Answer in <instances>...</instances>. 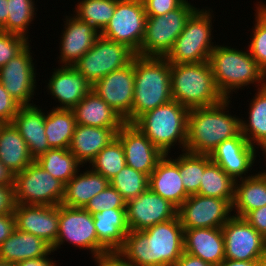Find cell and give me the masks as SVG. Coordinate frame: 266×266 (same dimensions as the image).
Instances as JSON below:
<instances>
[{"label":"cell","mask_w":266,"mask_h":266,"mask_svg":"<svg viewBox=\"0 0 266 266\" xmlns=\"http://www.w3.org/2000/svg\"><path fill=\"white\" fill-rule=\"evenodd\" d=\"M31 48L29 44L19 55L0 67V83L21 106L34 105V95L37 93L38 72L34 67L36 60Z\"/></svg>","instance_id":"13"},{"label":"cell","mask_w":266,"mask_h":266,"mask_svg":"<svg viewBox=\"0 0 266 266\" xmlns=\"http://www.w3.org/2000/svg\"><path fill=\"white\" fill-rule=\"evenodd\" d=\"M46 110L45 134L50 149H68L76 120L71 109Z\"/></svg>","instance_id":"34"},{"label":"cell","mask_w":266,"mask_h":266,"mask_svg":"<svg viewBox=\"0 0 266 266\" xmlns=\"http://www.w3.org/2000/svg\"><path fill=\"white\" fill-rule=\"evenodd\" d=\"M54 251L52 250L47 256L39 257V258H30L15 264V266H58L57 261L53 260L51 255H53ZM50 255V256H49Z\"/></svg>","instance_id":"51"},{"label":"cell","mask_w":266,"mask_h":266,"mask_svg":"<svg viewBox=\"0 0 266 266\" xmlns=\"http://www.w3.org/2000/svg\"><path fill=\"white\" fill-rule=\"evenodd\" d=\"M71 110L78 125L113 128L118 132L125 123L122 117L93 90Z\"/></svg>","instance_id":"26"},{"label":"cell","mask_w":266,"mask_h":266,"mask_svg":"<svg viewBox=\"0 0 266 266\" xmlns=\"http://www.w3.org/2000/svg\"><path fill=\"white\" fill-rule=\"evenodd\" d=\"M116 135L113 128L76 124L68 150L86 167L104 147L114 141Z\"/></svg>","instance_id":"27"},{"label":"cell","mask_w":266,"mask_h":266,"mask_svg":"<svg viewBox=\"0 0 266 266\" xmlns=\"http://www.w3.org/2000/svg\"><path fill=\"white\" fill-rule=\"evenodd\" d=\"M13 179L11 172L0 162V185L13 186Z\"/></svg>","instance_id":"53"},{"label":"cell","mask_w":266,"mask_h":266,"mask_svg":"<svg viewBox=\"0 0 266 266\" xmlns=\"http://www.w3.org/2000/svg\"><path fill=\"white\" fill-rule=\"evenodd\" d=\"M16 229L15 217L13 212L0 214V245Z\"/></svg>","instance_id":"50"},{"label":"cell","mask_w":266,"mask_h":266,"mask_svg":"<svg viewBox=\"0 0 266 266\" xmlns=\"http://www.w3.org/2000/svg\"><path fill=\"white\" fill-rule=\"evenodd\" d=\"M225 259L261 261L266 239L244 218L232 216L222 227Z\"/></svg>","instance_id":"15"},{"label":"cell","mask_w":266,"mask_h":266,"mask_svg":"<svg viewBox=\"0 0 266 266\" xmlns=\"http://www.w3.org/2000/svg\"><path fill=\"white\" fill-rule=\"evenodd\" d=\"M88 170H87V169ZM79 172L65 185L62 205L84 208L98 193L103 191L110 181L89 166Z\"/></svg>","instance_id":"30"},{"label":"cell","mask_w":266,"mask_h":266,"mask_svg":"<svg viewBox=\"0 0 266 266\" xmlns=\"http://www.w3.org/2000/svg\"><path fill=\"white\" fill-rule=\"evenodd\" d=\"M178 208L149 187L138 197L126 201L129 230L143 231L177 217Z\"/></svg>","instance_id":"17"},{"label":"cell","mask_w":266,"mask_h":266,"mask_svg":"<svg viewBox=\"0 0 266 266\" xmlns=\"http://www.w3.org/2000/svg\"><path fill=\"white\" fill-rule=\"evenodd\" d=\"M146 19L142 0H118L114 15L100 35L128 46L137 54L145 35Z\"/></svg>","instance_id":"12"},{"label":"cell","mask_w":266,"mask_h":266,"mask_svg":"<svg viewBox=\"0 0 266 266\" xmlns=\"http://www.w3.org/2000/svg\"><path fill=\"white\" fill-rule=\"evenodd\" d=\"M96 266H134L119 251H110L93 257Z\"/></svg>","instance_id":"47"},{"label":"cell","mask_w":266,"mask_h":266,"mask_svg":"<svg viewBox=\"0 0 266 266\" xmlns=\"http://www.w3.org/2000/svg\"><path fill=\"white\" fill-rule=\"evenodd\" d=\"M164 155L149 176L148 187L177 208L189 197L179 170V154ZM171 156V157H170Z\"/></svg>","instance_id":"23"},{"label":"cell","mask_w":266,"mask_h":266,"mask_svg":"<svg viewBox=\"0 0 266 266\" xmlns=\"http://www.w3.org/2000/svg\"><path fill=\"white\" fill-rule=\"evenodd\" d=\"M92 90L127 123H132L134 99V59L123 68L99 79Z\"/></svg>","instance_id":"16"},{"label":"cell","mask_w":266,"mask_h":266,"mask_svg":"<svg viewBox=\"0 0 266 266\" xmlns=\"http://www.w3.org/2000/svg\"><path fill=\"white\" fill-rule=\"evenodd\" d=\"M217 42L210 54L209 64L216 86L226 99H232L238 90L253 86L254 90L266 86V73L245 47H232ZM256 88V89H255ZM234 92V93H233Z\"/></svg>","instance_id":"3"},{"label":"cell","mask_w":266,"mask_h":266,"mask_svg":"<svg viewBox=\"0 0 266 266\" xmlns=\"http://www.w3.org/2000/svg\"><path fill=\"white\" fill-rule=\"evenodd\" d=\"M21 105L15 101L0 83V120L11 123Z\"/></svg>","instance_id":"45"},{"label":"cell","mask_w":266,"mask_h":266,"mask_svg":"<svg viewBox=\"0 0 266 266\" xmlns=\"http://www.w3.org/2000/svg\"><path fill=\"white\" fill-rule=\"evenodd\" d=\"M211 8L199 7L190 16L171 51L165 57L170 64L199 63L209 60L211 52L217 45L212 41L215 38L212 33L215 15Z\"/></svg>","instance_id":"7"},{"label":"cell","mask_w":266,"mask_h":266,"mask_svg":"<svg viewBox=\"0 0 266 266\" xmlns=\"http://www.w3.org/2000/svg\"><path fill=\"white\" fill-rule=\"evenodd\" d=\"M78 1L74 6L75 8H73L72 14L101 33L114 15L118 0Z\"/></svg>","instance_id":"36"},{"label":"cell","mask_w":266,"mask_h":266,"mask_svg":"<svg viewBox=\"0 0 266 266\" xmlns=\"http://www.w3.org/2000/svg\"><path fill=\"white\" fill-rule=\"evenodd\" d=\"M173 266H213L202 259L184 252Z\"/></svg>","instance_id":"52"},{"label":"cell","mask_w":266,"mask_h":266,"mask_svg":"<svg viewBox=\"0 0 266 266\" xmlns=\"http://www.w3.org/2000/svg\"><path fill=\"white\" fill-rule=\"evenodd\" d=\"M31 42L24 36L0 30V67L19 55Z\"/></svg>","instance_id":"44"},{"label":"cell","mask_w":266,"mask_h":266,"mask_svg":"<svg viewBox=\"0 0 266 266\" xmlns=\"http://www.w3.org/2000/svg\"><path fill=\"white\" fill-rule=\"evenodd\" d=\"M218 266H260V261H237L224 259Z\"/></svg>","instance_id":"54"},{"label":"cell","mask_w":266,"mask_h":266,"mask_svg":"<svg viewBox=\"0 0 266 266\" xmlns=\"http://www.w3.org/2000/svg\"><path fill=\"white\" fill-rule=\"evenodd\" d=\"M16 229L45 240L52 247L56 243L59 225V205H21L13 209Z\"/></svg>","instance_id":"21"},{"label":"cell","mask_w":266,"mask_h":266,"mask_svg":"<svg viewBox=\"0 0 266 266\" xmlns=\"http://www.w3.org/2000/svg\"><path fill=\"white\" fill-rule=\"evenodd\" d=\"M8 0H0V30L5 26L8 18Z\"/></svg>","instance_id":"55"},{"label":"cell","mask_w":266,"mask_h":266,"mask_svg":"<svg viewBox=\"0 0 266 266\" xmlns=\"http://www.w3.org/2000/svg\"><path fill=\"white\" fill-rule=\"evenodd\" d=\"M184 252L218 266L225 259L222 228L184 229Z\"/></svg>","instance_id":"25"},{"label":"cell","mask_w":266,"mask_h":266,"mask_svg":"<svg viewBox=\"0 0 266 266\" xmlns=\"http://www.w3.org/2000/svg\"><path fill=\"white\" fill-rule=\"evenodd\" d=\"M13 192L15 204L58 206L64 198L65 184L34 161L14 175Z\"/></svg>","instance_id":"9"},{"label":"cell","mask_w":266,"mask_h":266,"mask_svg":"<svg viewBox=\"0 0 266 266\" xmlns=\"http://www.w3.org/2000/svg\"><path fill=\"white\" fill-rule=\"evenodd\" d=\"M113 208H126V200L110 184L96 194L84 207L91 214Z\"/></svg>","instance_id":"43"},{"label":"cell","mask_w":266,"mask_h":266,"mask_svg":"<svg viewBox=\"0 0 266 266\" xmlns=\"http://www.w3.org/2000/svg\"><path fill=\"white\" fill-rule=\"evenodd\" d=\"M260 266H266V252L260 261Z\"/></svg>","instance_id":"57"},{"label":"cell","mask_w":266,"mask_h":266,"mask_svg":"<svg viewBox=\"0 0 266 266\" xmlns=\"http://www.w3.org/2000/svg\"><path fill=\"white\" fill-rule=\"evenodd\" d=\"M66 243L72 244L91 254V259L108 252L99 242L94 226L93 215L84 208L59 205V225L55 245L52 250L58 251Z\"/></svg>","instance_id":"11"},{"label":"cell","mask_w":266,"mask_h":266,"mask_svg":"<svg viewBox=\"0 0 266 266\" xmlns=\"http://www.w3.org/2000/svg\"><path fill=\"white\" fill-rule=\"evenodd\" d=\"M35 162L51 176L65 185L79 172L83 165L68 149H50Z\"/></svg>","instance_id":"35"},{"label":"cell","mask_w":266,"mask_h":266,"mask_svg":"<svg viewBox=\"0 0 266 266\" xmlns=\"http://www.w3.org/2000/svg\"><path fill=\"white\" fill-rule=\"evenodd\" d=\"M126 165L148 177L164 154L133 124L125 122L117 132Z\"/></svg>","instance_id":"19"},{"label":"cell","mask_w":266,"mask_h":266,"mask_svg":"<svg viewBox=\"0 0 266 266\" xmlns=\"http://www.w3.org/2000/svg\"><path fill=\"white\" fill-rule=\"evenodd\" d=\"M235 180L226 174L219 165L211 162L204 170L199 195L226 200L234 199Z\"/></svg>","instance_id":"37"},{"label":"cell","mask_w":266,"mask_h":266,"mask_svg":"<svg viewBox=\"0 0 266 266\" xmlns=\"http://www.w3.org/2000/svg\"><path fill=\"white\" fill-rule=\"evenodd\" d=\"M149 177L133 168L124 167L111 181L112 185L128 201L138 197L148 188Z\"/></svg>","instance_id":"42"},{"label":"cell","mask_w":266,"mask_h":266,"mask_svg":"<svg viewBox=\"0 0 266 266\" xmlns=\"http://www.w3.org/2000/svg\"><path fill=\"white\" fill-rule=\"evenodd\" d=\"M243 218L266 238V206L248 212Z\"/></svg>","instance_id":"48"},{"label":"cell","mask_w":266,"mask_h":266,"mask_svg":"<svg viewBox=\"0 0 266 266\" xmlns=\"http://www.w3.org/2000/svg\"><path fill=\"white\" fill-rule=\"evenodd\" d=\"M252 33L247 47L251 56L257 61L260 68L266 73V2L255 3ZM255 21V22H254Z\"/></svg>","instance_id":"41"},{"label":"cell","mask_w":266,"mask_h":266,"mask_svg":"<svg viewBox=\"0 0 266 266\" xmlns=\"http://www.w3.org/2000/svg\"><path fill=\"white\" fill-rule=\"evenodd\" d=\"M93 215L98 242L108 251H119L130 231L126 220V208H113Z\"/></svg>","instance_id":"28"},{"label":"cell","mask_w":266,"mask_h":266,"mask_svg":"<svg viewBox=\"0 0 266 266\" xmlns=\"http://www.w3.org/2000/svg\"><path fill=\"white\" fill-rule=\"evenodd\" d=\"M93 171L100 173L111 181L126 167L125 153L121 142L115 138L104 147L88 165Z\"/></svg>","instance_id":"40"},{"label":"cell","mask_w":266,"mask_h":266,"mask_svg":"<svg viewBox=\"0 0 266 266\" xmlns=\"http://www.w3.org/2000/svg\"><path fill=\"white\" fill-rule=\"evenodd\" d=\"M172 100L171 64L165 57L134 58L132 123L144 113Z\"/></svg>","instance_id":"4"},{"label":"cell","mask_w":266,"mask_h":266,"mask_svg":"<svg viewBox=\"0 0 266 266\" xmlns=\"http://www.w3.org/2000/svg\"><path fill=\"white\" fill-rule=\"evenodd\" d=\"M260 151H262L261 152L262 156H264V158H266V146L263 149H261ZM262 171L266 174V168H265V170L263 169Z\"/></svg>","instance_id":"58"},{"label":"cell","mask_w":266,"mask_h":266,"mask_svg":"<svg viewBox=\"0 0 266 266\" xmlns=\"http://www.w3.org/2000/svg\"><path fill=\"white\" fill-rule=\"evenodd\" d=\"M171 95L188 109L217 105L225 99L208 61L171 64Z\"/></svg>","instance_id":"6"},{"label":"cell","mask_w":266,"mask_h":266,"mask_svg":"<svg viewBox=\"0 0 266 266\" xmlns=\"http://www.w3.org/2000/svg\"><path fill=\"white\" fill-rule=\"evenodd\" d=\"M35 0H8V18L2 31L24 36L30 39V26L36 18ZM35 16V17H34ZM29 27V28H28Z\"/></svg>","instance_id":"38"},{"label":"cell","mask_w":266,"mask_h":266,"mask_svg":"<svg viewBox=\"0 0 266 266\" xmlns=\"http://www.w3.org/2000/svg\"><path fill=\"white\" fill-rule=\"evenodd\" d=\"M14 206L13 186L0 185V214L13 212Z\"/></svg>","instance_id":"49"},{"label":"cell","mask_w":266,"mask_h":266,"mask_svg":"<svg viewBox=\"0 0 266 266\" xmlns=\"http://www.w3.org/2000/svg\"><path fill=\"white\" fill-rule=\"evenodd\" d=\"M26 141L12 123H5L0 131V162L14 176L34 162Z\"/></svg>","instance_id":"31"},{"label":"cell","mask_w":266,"mask_h":266,"mask_svg":"<svg viewBox=\"0 0 266 266\" xmlns=\"http://www.w3.org/2000/svg\"><path fill=\"white\" fill-rule=\"evenodd\" d=\"M231 100L225 98L217 105L189 109L185 151L210 155L221 142L241 132V117L229 109Z\"/></svg>","instance_id":"2"},{"label":"cell","mask_w":266,"mask_h":266,"mask_svg":"<svg viewBox=\"0 0 266 266\" xmlns=\"http://www.w3.org/2000/svg\"><path fill=\"white\" fill-rule=\"evenodd\" d=\"M50 79L46 83L47 94L58 102L54 109H72L91 90L92 86L73 66H59L53 68Z\"/></svg>","instance_id":"22"},{"label":"cell","mask_w":266,"mask_h":266,"mask_svg":"<svg viewBox=\"0 0 266 266\" xmlns=\"http://www.w3.org/2000/svg\"><path fill=\"white\" fill-rule=\"evenodd\" d=\"M248 103L246 116L240 118L241 134L248 142L261 150L266 146V86L257 89Z\"/></svg>","instance_id":"33"},{"label":"cell","mask_w":266,"mask_h":266,"mask_svg":"<svg viewBox=\"0 0 266 266\" xmlns=\"http://www.w3.org/2000/svg\"><path fill=\"white\" fill-rule=\"evenodd\" d=\"M210 155L181 151L179 170L186 193L198 194L205 168L211 163Z\"/></svg>","instance_id":"39"},{"label":"cell","mask_w":266,"mask_h":266,"mask_svg":"<svg viewBox=\"0 0 266 266\" xmlns=\"http://www.w3.org/2000/svg\"><path fill=\"white\" fill-rule=\"evenodd\" d=\"M146 16H160L180 7L186 0H142Z\"/></svg>","instance_id":"46"},{"label":"cell","mask_w":266,"mask_h":266,"mask_svg":"<svg viewBox=\"0 0 266 266\" xmlns=\"http://www.w3.org/2000/svg\"><path fill=\"white\" fill-rule=\"evenodd\" d=\"M4 122L0 120V131H1V128L4 126Z\"/></svg>","instance_id":"59"},{"label":"cell","mask_w":266,"mask_h":266,"mask_svg":"<svg viewBox=\"0 0 266 266\" xmlns=\"http://www.w3.org/2000/svg\"><path fill=\"white\" fill-rule=\"evenodd\" d=\"M52 246L42 238L15 229L0 245V259L13 264L30 259L47 256Z\"/></svg>","instance_id":"29"},{"label":"cell","mask_w":266,"mask_h":266,"mask_svg":"<svg viewBox=\"0 0 266 266\" xmlns=\"http://www.w3.org/2000/svg\"><path fill=\"white\" fill-rule=\"evenodd\" d=\"M70 15V16H69ZM62 18L64 25L60 35L58 66H73L94 45L100 32L73 14Z\"/></svg>","instance_id":"20"},{"label":"cell","mask_w":266,"mask_h":266,"mask_svg":"<svg viewBox=\"0 0 266 266\" xmlns=\"http://www.w3.org/2000/svg\"><path fill=\"white\" fill-rule=\"evenodd\" d=\"M189 109L171 100L141 115L133 124L164 155L177 146L185 151ZM181 148V149H180Z\"/></svg>","instance_id":"5"},{"label":"cell","mask_w":266,"mask_h":266,"mask_svg":"<svg viewBox=\"0 0 266 266\" xmlns=\"http://www.w3.org/2000/svg\"><path fill=\"white\" fill-rule=\"evenodd\" d=\"M233 200L190 195L179 207L177 216L184 229L219 228L232 216Z\"/></svg>","instance_id":"14"},{"label":"cell","mask_w":266,"mask_h":266,"mask_svg":"<svg viewBox=\"0 0 266 266\" xmlns=\"http://www.w3.org/2000/svg\"><path fill=\"white\" fill-rule=\"evenodd\" d=\"M256 149L240 132L236 137L221 142L210 154V158L237 181L252 176V172L256 171L252 170L258 161L257 155L260 154Z\"/></svg>","instance_id":"18"},{"label":"cell","mask_w":266,"mask_h":266,"mask_svg":"<svg viewBox=\"0 0 266 266\" xmlns=\"http://www.w3.org/2000/svg\"><path fill=\"white\" fill-rule=\"evenodd\" d=\"M0 266H15V264L0 259Z\"/></svg>","instance_id":"56"},{"label":"cell","mask_w":266,"mask_h":266,"mask_svg":"<svg viewBox=\"0 0 266 266\" xmlns=\"http://www.w3.org/2000/svg\"><path fill=\"white\" fill-rule=\"evenodd\" d=\"M135 56L128 46L100 35L73 67L93 86L105 75L129 65Z\"/></svg>","instance_id":"10"},{"label":"cell","mask_w":266,"mask_h":266,"mask_svg":"<svg viewBox=\"0 0 266 266\" xmlns=\"http://www.w3.org/2000/svg\"><path fill=\"white\" fill-rule=\"evenodd\" d=\"M186 0L180 7L160 16H147L139 52L143 57H166L185 28L190 16L198 9Z\"/></svg>","instance_id":"8"},{"label":"cell","mask_w":266,"mask_h":266,"mask_svg":"<svg viewBox=\"0 0 266 266\" xmlns=\"http://www.w3.org/2000/svg\"><path fill=\"white\" fill-rule=\"evenodd\" d=\"M45 116L46 110H42L39 104L21 106L11 122L26 141L34 160L50 150L45 134Z\"/></svg>","instance_id":"24"},{"label":"cell","mask_w":266,"mask_h":266,"mask_svg":"<svg viewBox=\"0 0 266 266\" xmlns=\"http://www.w3.org/2000/svg\"><path fill=\"white\" fill-rule=\"evenodd\" d=\"M266 206V174L257 171L250 177L235 182L232 211L243 218L248 212Z\"/></svg>","instance_id":"32"},{"label":"cell","mask_w":266,"mask_h":266,"mask_svg":"<svg viewBox=\"0 0 266 266\" xmlns=\"http://www.w3.org/2000/svg\"><path fill=\"white\" fill-rule=\"evenodd\" d=\"M119 252L134 266H173L184 253L178 216L143 231L130 230Z\"/></svg>","instance_id":"1"}]
</instances>
